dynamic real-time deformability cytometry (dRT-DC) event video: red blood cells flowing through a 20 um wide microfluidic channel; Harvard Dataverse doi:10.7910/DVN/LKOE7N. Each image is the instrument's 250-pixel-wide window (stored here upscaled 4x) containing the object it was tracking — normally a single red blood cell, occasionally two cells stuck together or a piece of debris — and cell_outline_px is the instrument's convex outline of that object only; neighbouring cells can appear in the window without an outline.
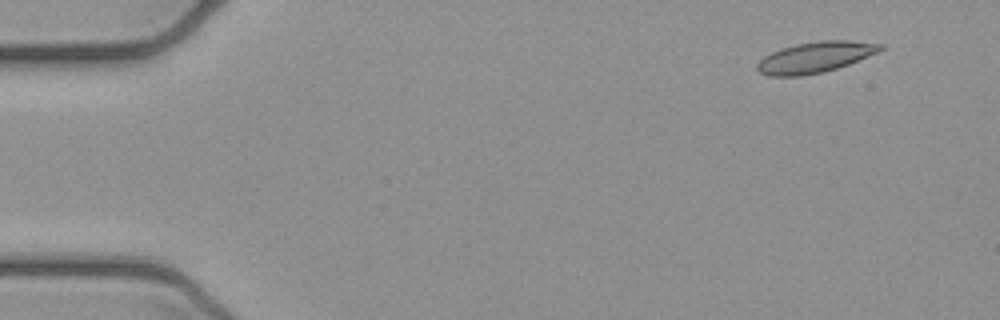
{"species": "common noctule bat (a hibernating species)", "species_latin": "Nyctalus noctula", "temperature_condition": "cold", "stored_images_in_passage": 4, "camera_frame_rate_fps": 3000, "um_per_image_px": 0.085, "animal": {"sex": "female", "body_mass_g": 21.9}, "frame": {"image": 1, "passage_image": 1, "time_ms": 0.0, "image_size_px": [1000, 320], "cell_outline_px": [[884, 48], [880, 52], [848, 64], [824, 72], [800, 76], [768, 76], [760, 72], [756, 68], [756, 64], [764, 56], [780, 48], [796, 44], [820, 40], [848, 40], [884, 44]], "centroid_in_image_um": [69.3, 4.86], "position_along_channel_um": 15.7, "area_um2": 22.25}}
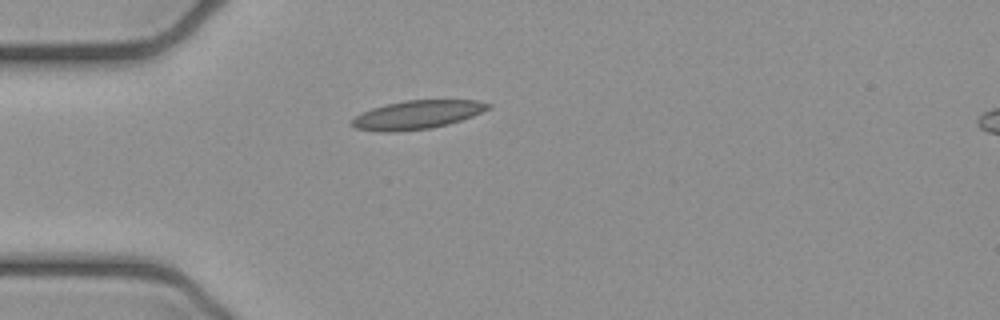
{"frame": {"image": 2, "passage_image": 4, "time_ms": 1.0, "image_size_px": [1000, 320], "cell_outline_px": [[492, 108], [472, 116], [448, 124], [432, 128], [396, 132], [380, 132], [356, 128], [352, 124], [352, 120], [356, 116], [372, 108], [384, 104], [404, 100], [476, 100], [492, 104]], "centroid_in_image_um": [35.49, 9.75], "position_along_channel_um": 49.5, "area_um2": 22.72}}